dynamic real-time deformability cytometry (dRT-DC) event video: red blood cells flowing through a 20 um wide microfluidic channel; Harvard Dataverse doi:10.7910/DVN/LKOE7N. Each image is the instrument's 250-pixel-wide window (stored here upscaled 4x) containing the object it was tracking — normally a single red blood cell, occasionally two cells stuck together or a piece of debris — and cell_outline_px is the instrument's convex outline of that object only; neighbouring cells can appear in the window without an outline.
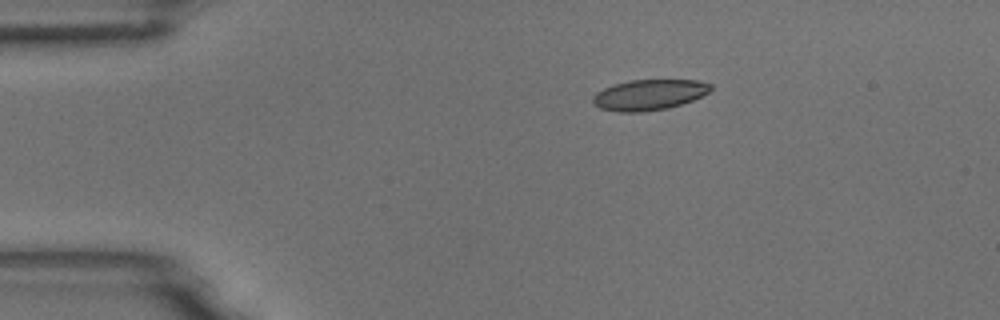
{"species": "common noctule bat (a hibernating species)", "species_latin": "Nyctalus noctula", "temperature_condition": "room temperature", "stored_images_in_passage": 3, "camera_frame_rate_fps": 3000, "um_per_image_px": 0.085, "animal": {"sex": "male", "body_mass_g": 18.8}, "frame": {"image": 1, "passage_image": 2, "time_ms": 0.333, "image_size_px": [1000, 320], "cell_outline_px": [[712, 88], [708, 92], [692, 100], [668, 108], [640, 112], [616, 112], [600, 108], [592, 104], [592, 96], [596, 92], [612, 84], [628, 80], [700, 80], [712, 84]], "centroid_in_image_um": [55.12, 8.05], "position_along_channel_um": 29.9, "area_um2": 21.15}}